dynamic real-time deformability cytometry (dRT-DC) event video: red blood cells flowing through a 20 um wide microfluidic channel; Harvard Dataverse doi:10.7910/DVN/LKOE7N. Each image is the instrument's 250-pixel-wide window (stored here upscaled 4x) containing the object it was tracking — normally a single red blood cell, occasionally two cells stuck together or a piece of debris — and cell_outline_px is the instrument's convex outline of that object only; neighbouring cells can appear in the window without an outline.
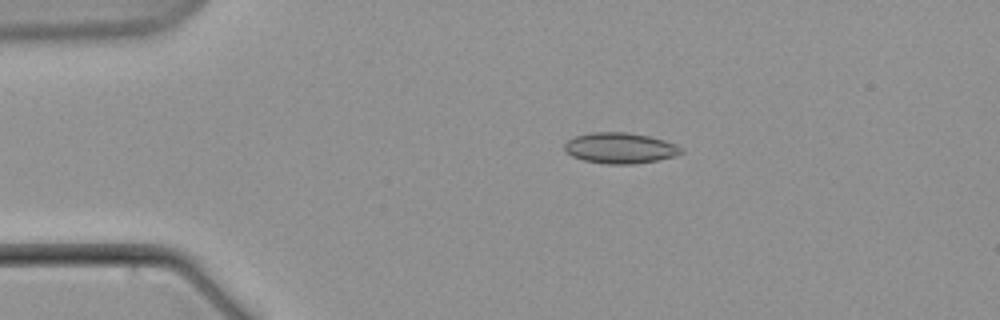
{"species": "common noctule bat (a hibernating species)", "species_latin": "Nyctalus noctula", "temperature_condition": "warm", "stored_images_in_passage": 2, "camera_frame_rate_fps": 3000, "um_per_image_px": 0.085, "animal": {"sex": "male", "body_mass_g": 21.5, "forearm_length_mm": 52.0}, "frame": {"image": 1, "passage_image": 1, "time_ms": 0.0, "image_size_px": [1000, 320], "cell_outline_px": [[684, 152], [676, 156], [636, 164], [604, 164], [584, 160], [572, 156], [564, 152], [564, 144], [568, 140], [576, 136], [592, 132], [628, 132], [648, 136], [664, 140], [676, 144], [684, 148]], "centroid_in_image_um": [52.72, 12.59], "position_along_channel_um": 32.3, "area_um2": 21.1}}